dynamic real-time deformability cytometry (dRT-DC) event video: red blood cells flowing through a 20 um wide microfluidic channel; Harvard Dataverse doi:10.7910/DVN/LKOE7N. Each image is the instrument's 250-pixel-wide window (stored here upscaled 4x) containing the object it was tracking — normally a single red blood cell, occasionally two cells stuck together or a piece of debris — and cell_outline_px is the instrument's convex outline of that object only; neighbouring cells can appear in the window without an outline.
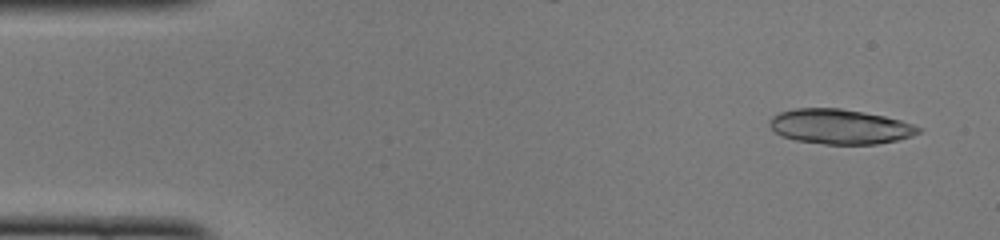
{"species": "common noctule bat (a hibernating species)", "species_latin": "Nyctalus noctula", "temperature_condition": "cold", "stored_images_in_passage": 38, "camera_frame_rate_fps": 3000, "um_per_image_px": 0.085, "animal": {"sex": "female", "body_mass_g": 22.0, "forearm_length_mm": 56.7}, "frame": {"image": 1, "passage_image": 3, "time_ms": 0.667, "image_size_px": [1000, 240], "cell_outline_px": [[924, 128], [920, 132], [912, 136], [896, 140], [876, 144], [824, 144], [796, 140], [784, 136], [776, 132], [768, 124], [772, 116], [780, 112], [796, 108], [840, 108], [864, 112], [884, 116], [900, 120]], "centroid_in_image_um": [71.42, 10.75], "position_along_channel_um": 13.6, "area_um2": 30.11}}
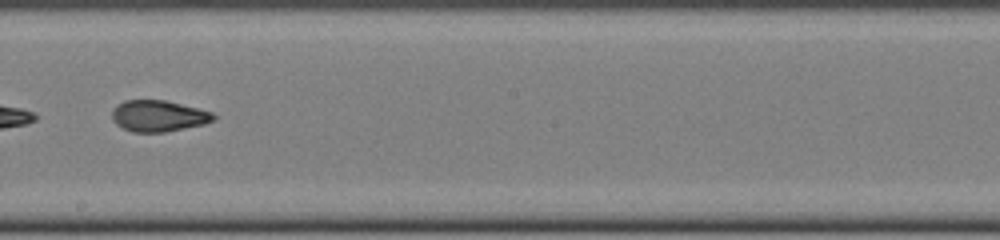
{"frame": {"image": 2, "passage_image": 28, "time_ms": 9.0, "image_size_px": [1000, 240], "cell_outline_px": [[216, 120], [204, 124], [164, 132], [132, 132], [116, 124], [112, 120], [112, 108], [116, 104], [124, 100], [164, 100], [212, 112], [216, 116]], "centroid_in_image_um": [13.44, 9.85], "position_along_channel_um": 234.8, "area_um2": 18.5}}
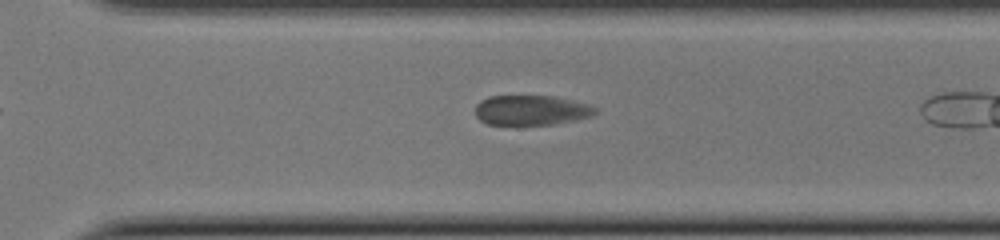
{"frame": {"image": 3, "passage_image": 34, "time_ms": 11.0, "image_size_px": [1000, 240], "cell_outline_px": [[596, 112], [592, 116], [556, 124], [488, 124], [480, 120], [476, 116], [476, 104], [480, 100], [488, 96], [552, 96], [588, 104], [596, 108]], "centroid_in_image_um": [45.13, 9.36], "position_along_channel_um": 325.5, "area_um2": 20.75}}